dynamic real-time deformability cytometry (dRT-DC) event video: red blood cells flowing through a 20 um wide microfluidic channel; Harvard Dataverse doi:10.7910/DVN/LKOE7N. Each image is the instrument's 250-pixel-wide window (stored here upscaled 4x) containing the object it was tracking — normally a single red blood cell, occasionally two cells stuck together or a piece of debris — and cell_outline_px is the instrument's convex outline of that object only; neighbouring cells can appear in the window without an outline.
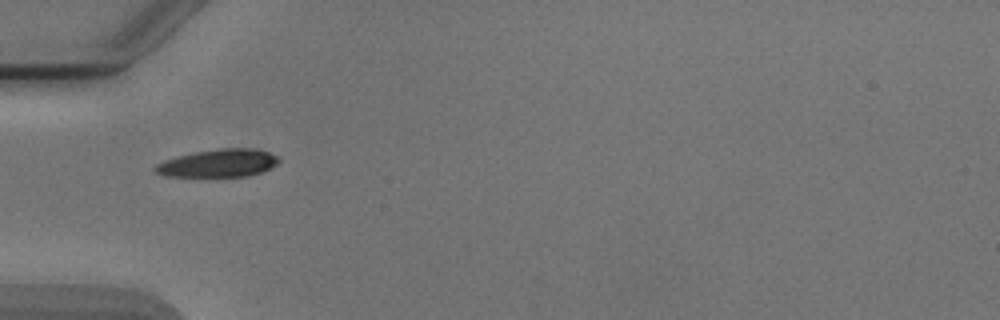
{"species": "Egyptian fruit bat (a non-hibernating species)", "species_latin": "Rousettus aegyptiacus", "temperature_condition": "cold", "stored_images_in_passage": 8, "camera_frame_rate_fps": 3000, "um_per_image_px": 0.085, "animal": {"sex": "male"}, "frame": {"image": 1, "passage_image": 5, "time_ms": 5.667, "image_size_px": [1000, 320], "cell_outline_px": [[280, 164], [272, 168], [260, 172], [244, 176], [164, 176], [156, 172], [152, 168], [156, 164], [164, 160], [196, 152], [220, 148], [256, 148], [280, 156]], "centroid_in_image_um": [18.62, 13.86], "position_along_channel_um": 66.4, "area_um2": 20.06}}
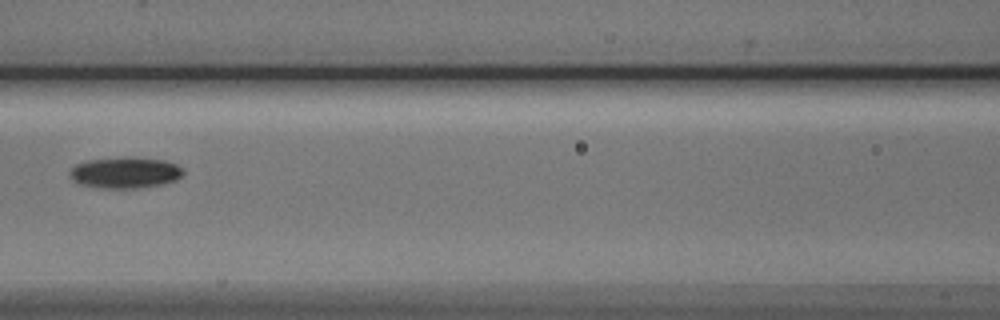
{"frame": {"image": 2, "passage_image": 7, "time_ms": 8.0, "image_size_px": [1000, 320], "cell_outline_px": [[184, 172], [176, 180], [160, 184], [136, 188], [100, 188], [80, 184], [72, 180], [68, 172], [76, 164], [88, 160], [124, 156], [128, 156], [164, 160], [176, 164], [184, 168]], "centroid_in_image_um": [10.62, 14.66], "position_along_channel_um": 156.0, "area_um2": 20.75}}
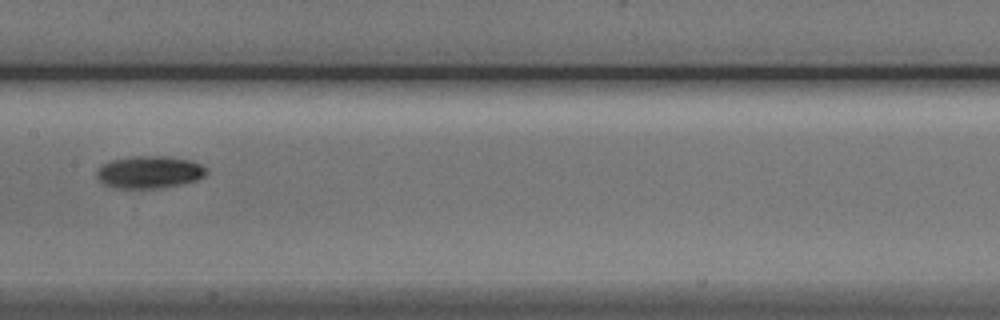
{"frame": {"image": 3, "passage_image": 8, "time_ms": 9.0, "image_size_px": [1000, 320], "cell_outline_px": [[208, 172], [204, 176], [196, 180], [180, 184], [160, 188], [116, 188], [104, 184], [96, 176], [96, 172], [104, 164], [112, 160], [132, 156], [164, 156], [192, 160], [208, 168]], "centroid_in_image_um": [12.73, 14.62], "position_along_channel_um": 194.7, "area_um2": 20.63}}